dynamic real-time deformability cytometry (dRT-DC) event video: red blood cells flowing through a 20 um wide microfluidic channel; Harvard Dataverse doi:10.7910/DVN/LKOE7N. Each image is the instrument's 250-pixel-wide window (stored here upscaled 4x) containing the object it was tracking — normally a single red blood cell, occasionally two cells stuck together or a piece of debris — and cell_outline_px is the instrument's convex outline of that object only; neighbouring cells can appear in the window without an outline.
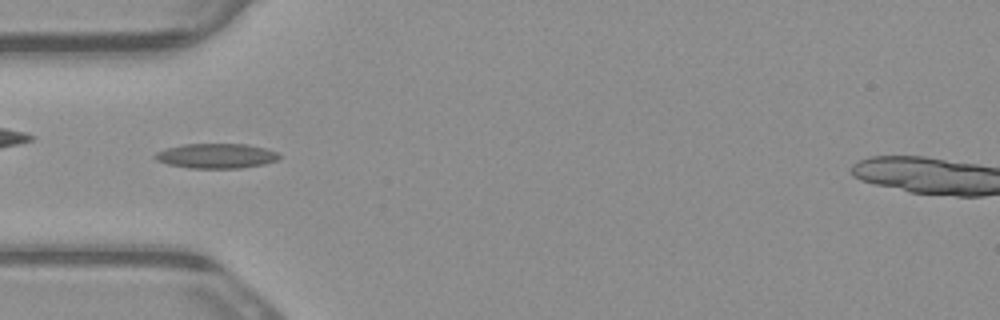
{"species": "common noctule bat (a hibernating species)", "species_latin": "Nyctalus noctula", "temperature_condition": "warm", "stored_images_in_passage": 6, "camera_frame_rate_fps": 3000, "um_per_image_px": 0.085, "animal": {"sex": "male", "body_mass_g": 23.1, "forearm_length_mm": 52.7}, "frame": {"image": 1, "passage_image": 4, "time_ms": 1.0, "image_size_px": [1000, 320], "cell_outline_px": [[280, 156], [276, 160], [264, 164], [240, 168], [188, 168], [168, 164], [156, 160], [152, 156], [156, 152], [164, 148], [184, 144], [248, 144], [280, 152]], "centroid_in_image_um": [18.36, 13.24], "position_along_channel_um": 66.6, "area_um2": 18.09}}
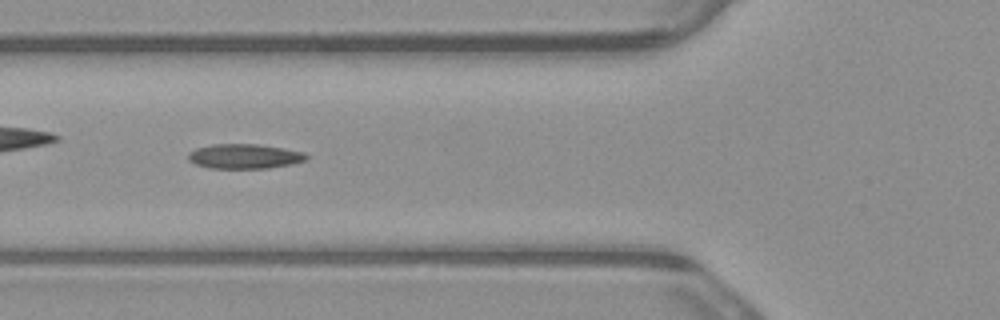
{"frame": {"image": 2, "passage_image": 5, "time_ms": 1.333, "image_size_px": [1000, 320], "cell_outline_px": [[308, 160], [292, 164], [268, 168], [208, 168], [196, 164], [188, 160], [188, 152], [196, 148], [212, 144], [256, 144], [304, 152], [308, 156]], "centroid_in_image_um": [20.76, 13.29], "position_along_channel_um": 105.0, "area_um2": 16.99}}
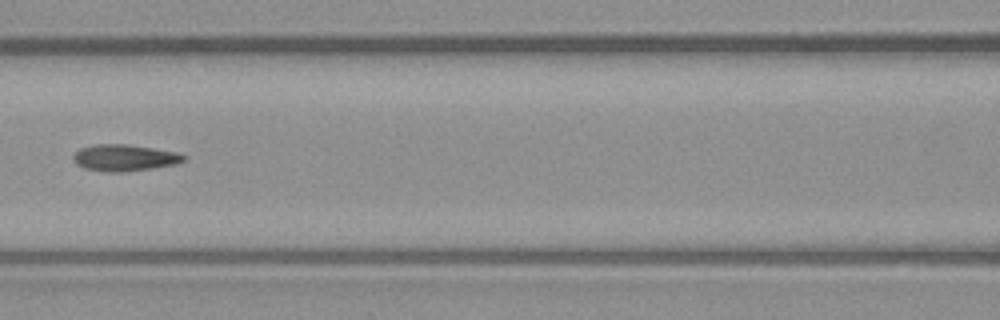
{"frame": {"image": 3, "passage_image": 6, "time_ms": 1.667, "image_size_px": [1000, 320], "cell_outline_px": [[188, 156], [184, 160], [176, 164], [152, 168], [124, 172], [112, 172], [84, 168], [76, 164], [72, 160], [72, 156], [80, 148], [96, 144], [128, 144], [180, 152]], "centroid_in_image_um": [10.61, 13.4], "position_along_channel_um": 156.0, "area_um2": 17.22}}